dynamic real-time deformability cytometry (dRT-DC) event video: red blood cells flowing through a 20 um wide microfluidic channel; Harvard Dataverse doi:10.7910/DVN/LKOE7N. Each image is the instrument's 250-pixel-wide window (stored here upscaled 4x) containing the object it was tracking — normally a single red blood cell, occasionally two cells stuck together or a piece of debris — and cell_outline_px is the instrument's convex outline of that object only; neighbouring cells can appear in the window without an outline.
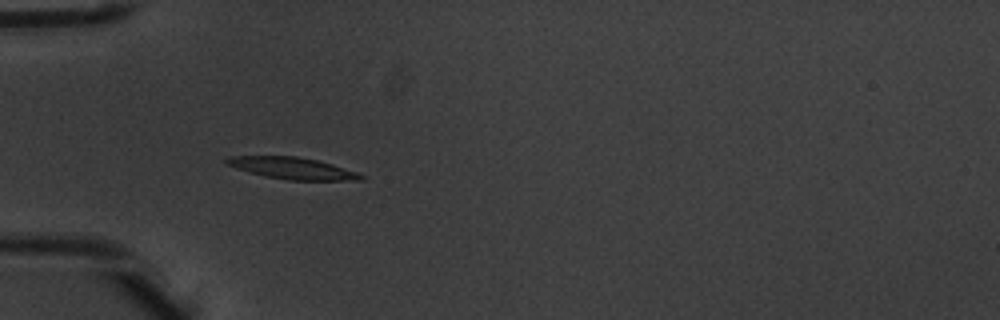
{"species": "common noctule bat (a hibernating species)", "species_latin": "Nyctalus noctula", "temperature_condition": "warm", "stored_images_in_passage": 4, "camera_frame_rate_fps": 3000, "um_per_image_px": 0.085, "animal": {"sex": "male", "body_mass_g": 20.1, "forearm_length_mm": 53.5}, "frame": {"image": 1, "passage_image": 3, "time_ms": 0.667, "image_size_px": [1000, 320], "cell_outline_px": [[364, 180], [288, 180], [264, 176], [248, 172], [224, 164], [224, 160], [232, 156], [296, 156], [316, 160], [332, 164], [356, 172], [364, 176]], "centroid_in_image_um": [24.81, 14.3], "position_along_channel_um": 60.2, "area_um2": 16.94}}